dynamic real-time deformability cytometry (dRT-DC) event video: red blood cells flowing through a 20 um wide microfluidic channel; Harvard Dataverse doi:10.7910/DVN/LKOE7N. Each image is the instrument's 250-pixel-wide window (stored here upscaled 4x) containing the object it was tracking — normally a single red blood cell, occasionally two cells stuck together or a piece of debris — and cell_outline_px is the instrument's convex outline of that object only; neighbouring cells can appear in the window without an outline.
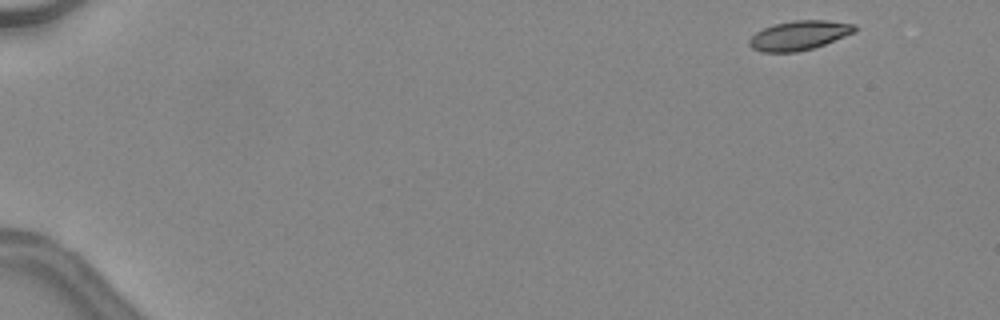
{"species": "common noctule bat (a hibernating species)", "species_latin": "Nyctalus noctula", "temperature_condition": "warm", "stored_images_in_passage": 44, "camera_frame_rate_fps": 3000, "um_per_image_px": 0.085, "animal": {"sex": "female", "body_mass_g": 24.6, "forearm_length_mm": 56.2}, "frame": {"image": 1, "passage_image": 1, "time_ms": 0.0, "image_size_px": [1000, 320], "cell_outline_px": [[856, 32], [824, 44], [812, 48], [796, 52], [760, 52], [752, 48], [748, 44], [748, 40], [756, 32], [772, 24], [792, 20], [824, 20], [856, 24]], "centroid_in_image_um": [67.91, 3.0], "position_along_channel_um": 17.1, "area_um2": 18.09}}
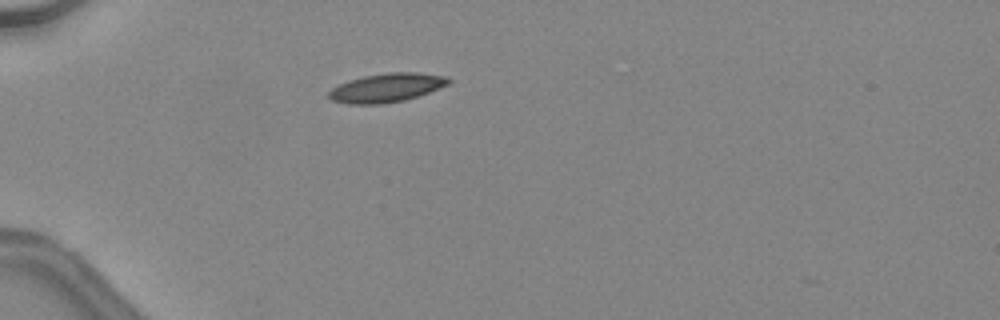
{"frame": {"image": 2, "passage_image": 12, "time_ms": 3.667, "image_size_px": [1000, 320], "cell_outline_px": [[452, 80], [448, 84], [428, 92], [404, 100], [384, 104], [348, 104], [332, 100], [328, 96], [328, 92], [332, 88], [348, 80], [364, 76], [388, 72], [416, 72], [448, 76]], "centroid_in_image_um": [32.86, 7.45], "position_along_channel_um": 52.1, "area_um2": 20.06}}
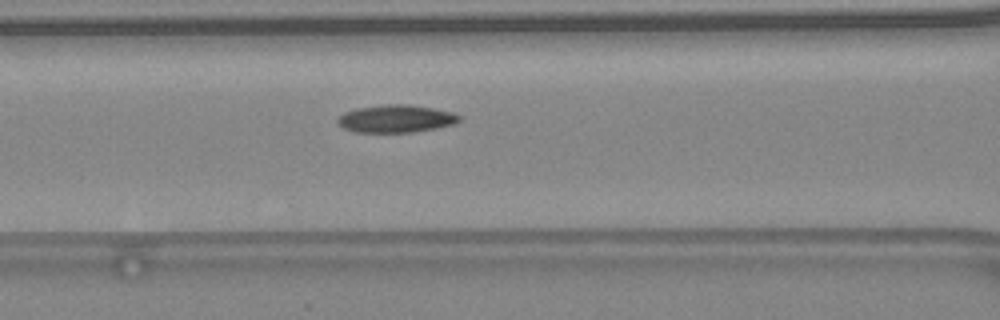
{"frame": {"image": 3, "passage_image": 19, "time_ms": 6.0, "image_size_px": [1000, 320], "cell_outline_px": [[460, 120], [452, 124], [436, 128], [412, 132], [352, 132], [344, 128], [336, 120], [344, 112], [356, 108], [384, 104], [404, 104], [432, 108], [452, 112], [460, 116]], "centroid_in_image_um": [33.62, 10.09], "position_along_channel_um": 133.0, "area_um2": 19.42}, "authors_computed_cell_mechanics": {"area_um2": 18.9295, "velocity_mm_per_s": 4.5247, "shape_relaxation_time_tau1_ms": 10.4021, "shape_relaxation_time_tau2_ms": 4.6234, "deformation_change_tau1": 0.2078, "deformation_change_tau2": 0.1071}}